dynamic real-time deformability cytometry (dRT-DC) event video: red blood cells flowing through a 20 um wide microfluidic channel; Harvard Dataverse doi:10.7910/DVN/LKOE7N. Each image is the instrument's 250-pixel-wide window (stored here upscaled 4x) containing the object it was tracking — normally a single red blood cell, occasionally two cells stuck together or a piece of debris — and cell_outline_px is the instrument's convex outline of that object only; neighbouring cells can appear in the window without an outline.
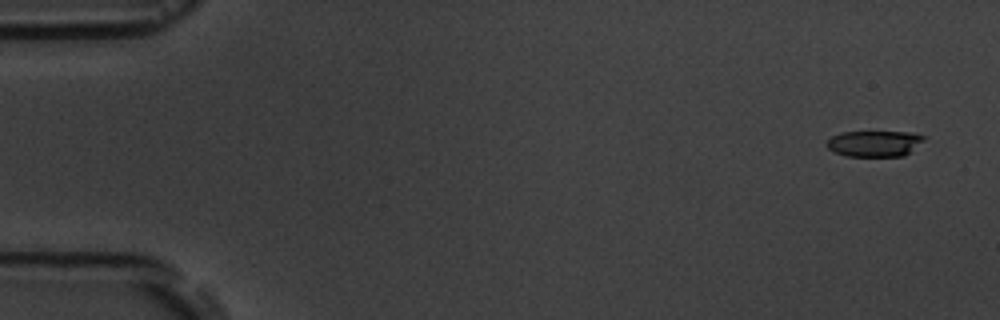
{"species": "common noctule bat (a hibernating species)", "species_latin": "Nyctalus noctula", "temperature_condition": "room temperature", "stored_images_in_passage": 4, "segment_of_instrument_passage": [1, 2], "camera_frame_rate_fps": 3000, "um_per_image_px": 0.085, "animal": {"sex": "male", "body_mass_g": 19.5, "forearm_length_mm": 54.6}, "frame": {"image": 1, "passage_image": 1, "time_ms": 0.0, "image_size_px": [1000, 320], "cell_outline_px": [[928, 136], [924, 140], [904, 156], [844, 156], [828, 148], [824, 144], [832, 136], [840, 132], [916, 132]], "centroid_in_image_um": [74.34, 12.19], "position_along_channel_um": 10.7, "area_um2": 14.85}}